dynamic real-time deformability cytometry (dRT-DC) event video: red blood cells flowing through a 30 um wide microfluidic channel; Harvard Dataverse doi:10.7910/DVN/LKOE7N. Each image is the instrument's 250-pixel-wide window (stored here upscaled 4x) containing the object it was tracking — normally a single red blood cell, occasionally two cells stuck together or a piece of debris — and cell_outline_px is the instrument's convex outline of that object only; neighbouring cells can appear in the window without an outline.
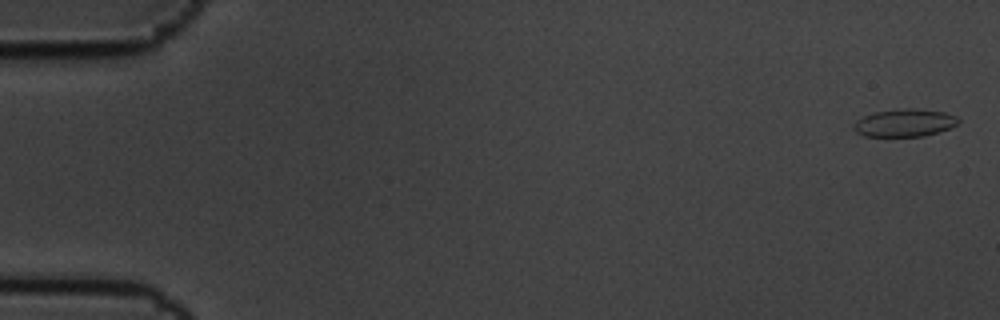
{"species": "common noctule bat (a hibernating species)", "species_latin": "Nyctalus noctula", "temperature_condition": "cold", "stored_images_in_passage": 4, "camera_frame_rate_fps": 3000, "um_per_image_px": 0.085, "animal": {"sex": "male", "body_mass_g": 19.5, "forearm_length_mm": 54.6}, "frame": {"image": 1, "passage_image": 1, "time_ms": 0.0, "image_size_px": [1000, 320], "cell_outline_px": [[960, 120], [956, 124], [948, 128], [924, 136], [864, 136], [856, 132], [852, 128], [852, 124], [856, 120], [864, 116], [876, 112], [908, 108], [912, 108], [944, 112], [956, 116]], "centroid_in_image_um": [76.85, 10.44], "position_along_channel_um": 8.2, "area_um2": 16.65}}